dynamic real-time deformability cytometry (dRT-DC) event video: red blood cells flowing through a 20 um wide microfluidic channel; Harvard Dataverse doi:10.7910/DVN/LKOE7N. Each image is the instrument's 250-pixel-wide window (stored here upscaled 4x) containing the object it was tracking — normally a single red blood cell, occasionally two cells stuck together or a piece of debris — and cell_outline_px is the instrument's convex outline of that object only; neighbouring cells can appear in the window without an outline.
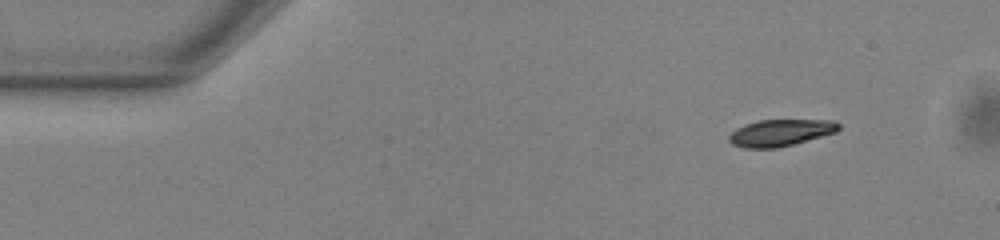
{"species": "common noctule bat (a hibernating species)", "species_latin": "Nyctalus noctula", "temperature_condition": "warm", "stored_images_in_passage": 3, "camera_frame_rate_fps": 3000, "um_per_image_px": 0.085, "animal": {"sex": "male", "body_mass_g": 13.0, "forearm_length_mm": 53.1}, "frame": {"image": 1, "passage_image": 3, "time_ms": 0.667, "image_size_px": [1000, 240], "cell_outline_px": [[840, 128], [836, 132], [792, 144], [776, 148], [744, 148], [732, 144], [728, 140], [728, 136], [736, 128], [744, 124], [760, 120], [836, 120], [840, 124]], "centroid_in_image_um": [66.32, 11.27], "position_along_channel_um": 18.7, "area_um2": 17.05}}